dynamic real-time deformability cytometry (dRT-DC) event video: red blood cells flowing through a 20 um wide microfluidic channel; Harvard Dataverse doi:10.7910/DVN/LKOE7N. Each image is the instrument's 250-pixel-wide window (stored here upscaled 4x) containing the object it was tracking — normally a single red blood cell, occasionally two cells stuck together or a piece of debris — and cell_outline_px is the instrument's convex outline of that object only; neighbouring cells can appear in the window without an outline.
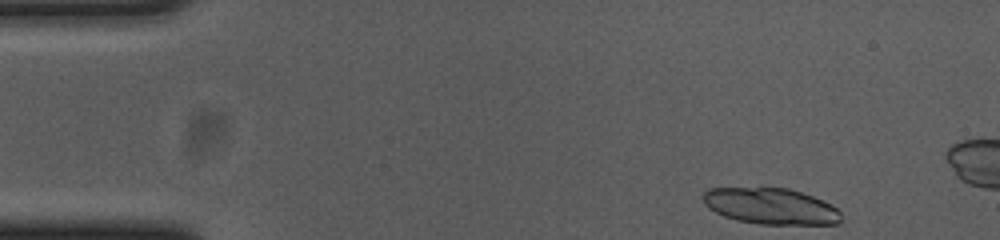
{"species": "common noctule bat (a hibernating species)", "species_latin": "Nyctalus noctula", "temperature_condition": "cold", "stored_images_in_passage": 11, "camera_frame_rate_fps": 3000, "um_per_image_px": 0.085, "animal": {"sex": "female", "body_mass_g": 23.0, "forearm_length_mm": 53.4}, "frame": {"image": 1, "passage_image": 1, "time_ms": 0.0, "image_size_px": [1000, 240], "cell_outline_px": [[840, 224], [760, 224], [736, 220], [724, 216], [708, 208], [704, 204], [704, 192], [708, 188], [788, 188], [812, 196], [832, 204], [840, 212]], "centroid_in_image_um": [65.51, 17.53], "position_along_channel_um": 19.5, "area_um2": 28.96}}